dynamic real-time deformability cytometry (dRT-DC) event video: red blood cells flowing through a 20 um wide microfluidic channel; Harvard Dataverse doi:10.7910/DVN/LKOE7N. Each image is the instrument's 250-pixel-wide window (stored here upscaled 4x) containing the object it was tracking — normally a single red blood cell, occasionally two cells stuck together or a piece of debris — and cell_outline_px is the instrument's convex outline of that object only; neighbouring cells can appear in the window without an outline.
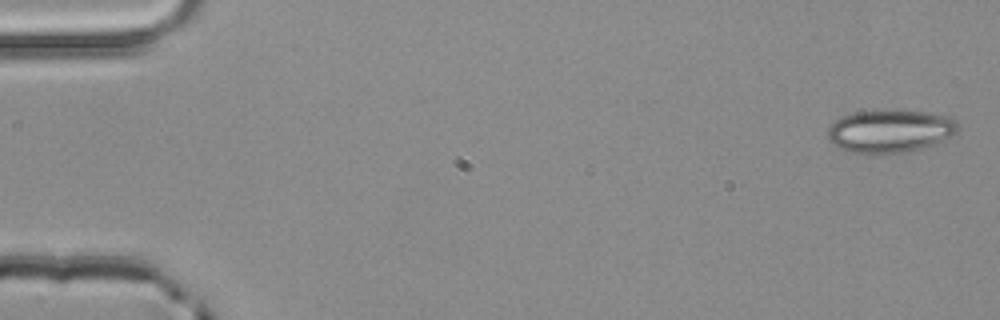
{"species": "common noctule bat (a hibernating species)", "species_latin": "Nyctalus noctula", "temperature_condition": "room temperature", "stored_images_in_passage": 4, "camera_frame_rate_fps": 3000, "um_per_image_px": 0.085, "animal": {"sex": "male", "body_mass_g": 20.4}, "frame": {"image": 1, "passage_image": 4, "time_ms": 1.0, "image_size_px": [1000, 320], "cell_outline_px": [[960, 128], [944, 144], [904, 152], [876, 156], [868, 156], [852, 152], [840, 148], [832, 144], [828, 140], [828, 128], [840, 116], [852, 112], [884, 108], [932, 112], [948, 116], [956, 120]], "centroid_in_image_um": [75.7, 11.15], "position_along_channel_um": 9.3, "area_um2": 34.39}}